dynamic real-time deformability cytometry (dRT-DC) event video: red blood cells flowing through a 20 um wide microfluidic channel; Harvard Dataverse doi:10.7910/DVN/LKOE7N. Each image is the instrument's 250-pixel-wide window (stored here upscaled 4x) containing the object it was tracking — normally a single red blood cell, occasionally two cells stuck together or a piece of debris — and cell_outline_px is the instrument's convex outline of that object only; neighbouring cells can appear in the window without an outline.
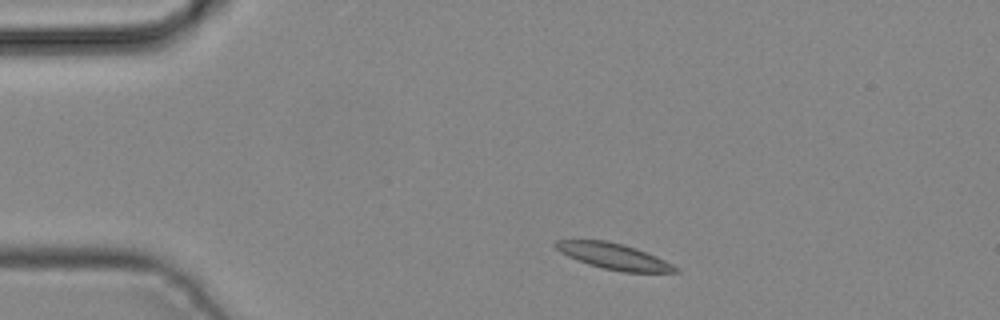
{"species": "common noctule bat (a hibernating species)", "species_latin": "Nyctalus noctula", "temperature_condition": "cold", "stored_images_in_passage": 2, "camera_frame_rate_fps": 3000, "um_per_image_px": 0.085, "animal": {"sex": "male", "body_mass_g": 19.2, "forearm_length_mm": 51.8}, "frame": {"image": 1, "passage_image": 1, "time_ms": 0.0, "image_size_px": [1000, 320], "cell_outline_px": [[680, 272], [624, 272], [604, 268], [588, 264], [568, 256], [560, 252], [552, 244], [556, 240], [608, 240], [624, 244], [636, 248], [656, 256], [680, 268]], "centroid_in_image_um": [52.17, 21.77], "position_along_channel_um": 32.8, "area_um2": 18.09}}